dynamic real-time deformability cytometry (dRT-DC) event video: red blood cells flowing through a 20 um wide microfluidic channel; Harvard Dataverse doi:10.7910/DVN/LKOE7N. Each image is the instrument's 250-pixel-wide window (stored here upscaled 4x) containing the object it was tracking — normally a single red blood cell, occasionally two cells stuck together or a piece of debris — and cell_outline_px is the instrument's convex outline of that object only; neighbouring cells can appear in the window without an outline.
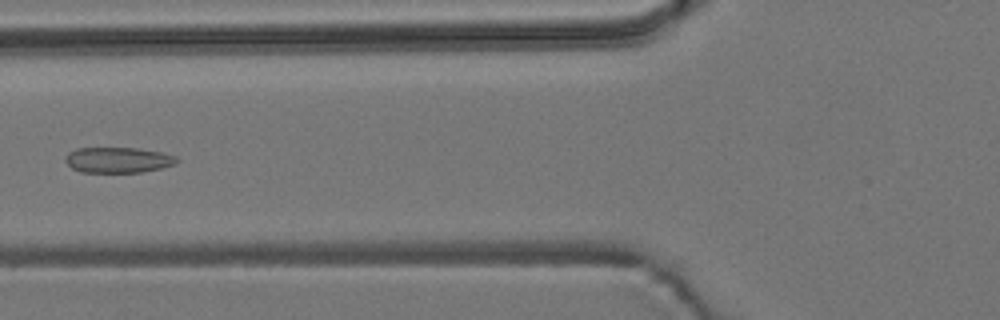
{"species": "common noctule bat (a hibernating species)", "species_latin": "Nyctalus noctula", "temperature_condition": "room temperature", "stored_images_in_passage": 8, "camera_frame_rate_fps": 3000, "um_per_image_px": 0.085, "animal": {"sex": "male", "body_mass_g": 19.2, "forearm_length_mm": 51.8}, "frame": {"image": 1, "passage_image": 7, "time_ms": 2.0, "image_size_px": [1000, 320], "cell_outline_px": [[180, 160], [176, 164], [160, 168], [140, 172], [80, 172], [72, 168], [64, 160], [64, 156], [68, 152], [76, 148], [136, 148], [160, 152], [176, 156]], "centroid_in_image_um": [10.01, 13.59], "position_along_channel_um": 115.8, "area_um2": 16.65}}
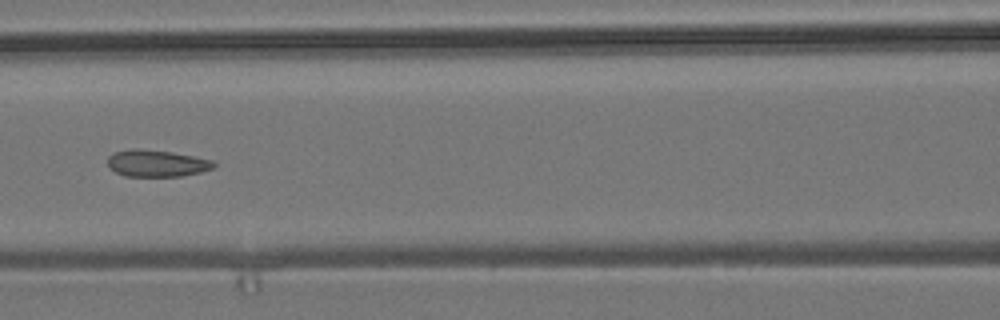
{"frame": {"image": 2, "passage_image": 8, "time_ms": 2.333, "image_size_px": [1000, 320], "cell_outline_px": [[216, 164], [212, 168], [200, 172], [180, 176], [124, 176], [116, 172], [108, 164], [108, 156], [116, 152], [132, 148], [136, 148], [172, 152], [212, 160]], "centroid_in_image_um": [13.31, 13.88], "position_along_channel_um": 153.3, "area_um2": 16.36}}